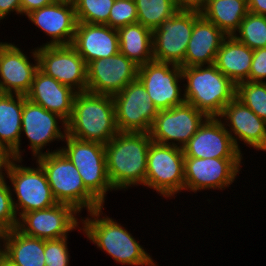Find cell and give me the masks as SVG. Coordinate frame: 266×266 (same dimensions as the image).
Returning <instances> with one entry per match:
<instances>
[{"label":"cell","mask_w":266,"mask_h":266,"mask_svg":"<svg viewBox=\"0 0 266 266\" xmlns=\"http://www.w3.org/2000/svg\"><path fill=\"white\" fill-rule=\"evenodd\" d=\"M104 206L81 218L83 234L116 263L130 266H159L132 233L114 218L103 213Z\"/></svg>","instance_id":"obj_1"},{"label":"cell","mask_w":266,"mask_h":266,"mask_svg":"<svg viewBox=\"0 0 266 266\" xmlns=\"http://www.w3.org/2000/svg\"><path fill=\"white\" fill-rule=\"evenodd\" d=\"M151 142L149 133L118 132L104 145L107 175L115 191L145 187Z\"/></svg>","instance_id":"obj_2"},{"label":"cell","mask_w":266,"mask_h":266,"mask_svg":"<svg viewBox=\"0 0 266 266\" xmlns=\"http://www.w3.org/2000/svg\"><path fill=\"white\" fill-rule=\"evenodd\" d=\"M118 132L112 95L77 92L67 121V135L105 145Z\"/></svg>","instance_id":"obj_3"},{"label":"cell","mask_w":266,"mask_h":266,"mask_svg":"<svg viewBox=\"0 0 266 266\" xmlns=\"http://www.w3.org/2000/svg\"><path fill=\"white\" fill-rule=\"evenodd\" d=\"M34 159L44 170L51 192L57 203L72 206L80 214L104 205L85 187L78 169L61 151V147Z\"/></svg>","instance_id":"obj_4"},{"label":"cell","mask_w":266,"mask_h":266,"mask_svg":"<svg viewBox=\"0 0 266 266\" xmlns=\"http://www.w3.org/2000/svg\"><path fill=\"white\" fill-rule=\"evenodd\" d=\"M185 102L208 117H218L236 97V85L214 64L182 67Z\"/></svg>","instance_id":"obj_5"},{"label":"cell","mask_w":266,"mask_h":266,"mask_svg":"<svg viewBox=\"0 0 266 266\" xmlns=\"http://www.w3.org/2000/svg\"><path fill=\"white\" fill-rule=\"evenodd\" d=\"M23 161L25 160L13 159L6 176L10 182L13 207L18 219L27 212L47 209L57 204L42 167L37 162L36 167L25 166Z\"/></svg>","instance_id":"obj_6"},{"label":"cell","mask_w":266,"mask_h":266,"mask_svg":"<svg viewBox=\"0 0 266 266\" xmlns=\"http://www.w3.org/2000/svg\"><path fill=\"white\" fill-rule=\"evenodd\" d=\"M184 158L182 148L152 141L147 155L145 187L167 200L183 193Z\"/></svg>","instance_id":"obj_7"},{"label":"cell","mask_w":266,"mask_h":266,"mask_svg":"<svg viewBox=\"0 0 266 266\" xmlns=\"http://www.w3.org/2000/svg\"><path fill=\"white\" fill-rule=\"evenodd\" d=\"M61 151L78 169L85 187L104 205L107 192L115 191L106 169L105 146L66 135Z\"/></svg>","instance_id":"obj_8"},{"label":"cell","mask_w":266,"mask_h":266,"mask_svg":"<svg viewBox=\"0 0 266 266\" xmlns=\"http://www.w3.org/2000/svg\"><path fill=\"white\" fill-rule=\"evenodd\" d=\"M61 124V128L59 126ZM62 130V131H61ZM28 139L29 150L33 159L44 155L43 152L50 143L63 142L67 135V121L60 115L44 109L23 95V112L21 118V140L19 144V159L23 160L21 149L22 135Z\"/></svg>","instance_id":"obj_9"},{"label":"cell","mask_w":266,"mask_h":266,"mask_svg":"<svg viewBox=\"0 0 266 266\" xmlns=\"http://www.w3.org/2000/svg\"><path fill=\"white\" fill-rule=\"evenodd\" d=\"M243 160L244 158L185 157L184 192L196 194L204 190L222 191L231 187L240 174Z\"/></svg>","instance_id":"obj_10"},{"label":"cell","mask_w":266,"mask_h":266,"mask_svg":"<svg viewBox=\"0 0 266 266\" xmlns=\"http://www.w3.org/2000/svg\"><path fill=\"white\" fill-rule=\"evenodd\" d=\"M137 78L145 86L148 96L158 111L185 103L180 65L153 60L138 66Z\"/></svg>","instance_id":"obj_11"},{"label":"cell","mask_w":266,"mask_h":266,"mask_svg":"<svg viewBox=\"0 0 266 266\" xmlns=\"http://www.w3.org/2000/svg\"><path fill=\"white\" fill-rule=\"evenodd\" d=\"M195 23V10L179 9L152 31L155 61L182 65Z\"/></svg>","instance_id":"obj_12"},{"label":"cell","mask_w":266,"mask_h":266,"mask_svg":"<svg viewBox=\"0 0 266 266\" xmlns=\"http://www.w3.org/2000/svg\"><path fill=\"white\" fill-rule=\"evenodd\" d=\"M207 118L205 113L185 102L159 110L149 135L153 142L183 148Z\"/></svg>","instance_id":"obj_13"},{"label":"cell","mask_w":266,"mask_h":266,"mask_svg":"<svg viewBox=\"0 0 266 266\" xmlns=\"http://www.w3.org/2000/svg\"><path fill=\"white\" fill-rule=\"evenodd\" d=\"M81 218L72 206L57 203L47 209L23 214L18 219L17 229L24 235L43 240L61 239L76 229L83 233Z\"/></svg>","instance_id":"obj_14"},{"label":"cell","mask_w":266,"mask_h":266,"mask_svg":"<svg viewBox=\"0 0 266 266\" xmlns=\"http://www.w3.org/2000/svg\"><path fill=\"white\" fill-rule=\"evenodd\" d=\"M116 126L119 132L149 133L158 114L145 86L137 78L113 95Z\"/></svg>","instance_id":"obj_15"},{"label":"cell","mask_w":266,"mask_h":266,"mask_svg":"<svg viewBox=\"0 0 266 266\" xmlns=\"http://www.w3.org/2000/svg\"><path fill=\"white\" fill-rule=\"evenodd\" d=\"M39 69L76 92L87 91V64L71 45L37 46Z\"/></svg>","instance_id":"obj_16"},{"label":"cell","mask_w":266,"mask_h":266,"mask_svg":"<svg viewBox=\"0 0 266 266\" xmlns=\"http://www.w3.org/2000/svg\"><path fill=\"white\" fill-rule=\"evenodd\" d=\"M138 77V65L122 53L87 64V91L114 95Z\"/></svg>","instance_id":"obj_17"},{"label":"cell","mask_w":266,"mask_h":266,"mask_svg":"<svg viewBox=\"0 0 266 266\" xmlns=\"http://www.w3.org/2000/svg\"><path fill=\"white\" fill-rule=\"evenodd\" d=\"M218 118L241 153V141L244 147L246 145L257 151L266 152V121L258 117L236 97L224 107Z\"/></svg>","instance_id":"obj_18"},{"label":"cell","mask_w":266,"mask_h":266,"mask_svg":"<svg viewBox=\"0 0 266 266\" xmlns=\"http://www.w3.org/2000/svg\"><path fill=\"white\" fill-rule=\"evenodd\" d=\"M29 51L28 57L27 52L10 42L0 51V93L26 95L29 92L39 69L36 47Z\"/></svg>","instance_id":"obj_19"},{"label":"cell","mask_w":266,"mask_h":266,"mask_svg":"<svg viewBox=\"0 0 266 266\" xmlns=\"http://www.w3.org/2000/svg\"><path fill=\"white\" fill-rule=\"evenodd\" d=\"M26 17L51 39L40 46L72 44L77 26L73 1L56 0L30 12Z\"/></svg>","instance_id":"obj_20"},{"label":"cell","mask_w":266,"mask_h":266,"mask_svg":"<svg viewBox=\"0 0 266 266\" xmlns=\"http://www.w3.org/2000/svg\"><path fill=\"white\" fill-rule=\"evenodd\" d=\"M182 149L185 157L204 159L244 157L218 117H208Z\"/></svg>","instance_id":"obj_21"},{"label":"cell","mask_w":266,"mask_h":266,"mask_svg":"<svg viewBox=\"0 0 266 266\" xmlns=\"http://www.w3.org/2000/svg\"><path fill=\"white\" fill-rule=\"evenodd\" d=\"M71 46L86 64L120 52L117 29L101 24L77 22Z\"/></svg>","instance_id":"obj_22"},{"label":"cell","mask_w":266,"mask_h":266,"mask_svg":"<svg viewBox=\"0 0 266 266\" xmlns=\"http://www.w3.org/2000/svg\"><path fill=\"white\" fill-rule=\"evenodd\" d=\"M77 92L71 87L61 84L40 69L35 73L26 98L44 109L57 113L66 121L71 118L74 99Z\"/></svg>","instance_id":"obj_23"},{"label":"cell","mask_w":266,"mask_h":266,"mask_svg":"<svg viewBox=\"0 0 266 266\" xmlns=\"http://www.w3.org/2000/svg\"><path fill=\"white\" fill-rule=\"evenodd\" d=\"M227 36L199 10H195V23L181 67L214 64L222 41Z\"/></svg>","instance_id":"obj_24"},{"label":"cell","mask_w":266,"mask_h":266,"mask_svg":"<svg viewBox=\"0 0 266 266\" xmlns=\"http://www.w3.org/2000/svg\"><path fill=\"white\" fill-rule=\"evenodd\" d=\"M253 50L237 41L233 36H227L221 43L214 65L235 85L249 81Z\"/></svg>","instance_id":"obj_25"},{"label":"cell","mask_w":266,"mask_h":266,"mask_svg":"<svg viewBox=\"0 0 266 266\" xmlns=\"http://www.w3.org/2000/svg\"><path fill=\"white\" fill-rule=\"evenodd\" d=\"M2 254L17 266H45L44 240L17 228L2 233Z\"/></svg>","instance_id":"obj_26"},{"label":"cell","mask_w":266,"mask_h":266,"mask_svg":"<svg viewBox=\"0 0 266 266\" xmlns=\"http://www.w3.org/2000/svg\"><path fill=\"white\" fill-rule=\"evenodd\" d=\"M23 95L0 93V145L19 159Z\"/></svg>","instance_id":"obj_27"},{"label":"cell","mask_w":266,"mask_h":266,"mask_svg":"<svg viewBox=\"0 0 266 266\" xmlns=\"http://www.w3.org/2000/svg\"><path fill=\"white\" fill-rule=\"evenodd\" d=\"M120 53L140 66L153 61L152 30L140 23L117 29Z\"/></svg>","instance_id":"obj_28"},{"label":"cell","mask_w":266,"mask_h":266,"mask_svg":"<svg viewBox=\"0 0 266 266\" xmlns=\"http://www.w3.org/2000/svg\"><path fill=\"white\" fill-rule=\"evenodd\" d=\"M200 12L226 36H233L249 9L247 0H208Z\"/></svg>","instance_id":"obj_29"},{"label":"cell","mask_w":266,"mask_h":266,"mask_svg":"<svg viewBox=\"0 0 266 266\" xmlns=\"http://www.w3.org/2000/svg\"><path fill=\"white\" fill-rule=\"evenodd\" d=\"M135 3L138 14L137 23L152 31L179 10L174 0H135Z\"/></svg>","instance_id":"obj_30"},{"label":"cell","mask_w":266,"mask_h":266,"mask_svg":"<svg viewBox=\"0 0 266 266\" xmlns=\"http://www.w3.org/2000/svg\"><path fill=\"white\" fill-rule=\"evenodd\" d=\"M233 37L252 50L266 47V16L249 12Z\"/></svg>","instance_id":"obj_31"},{"label":"cell","mask_w":266,"mask_h":266,"mask_svg":"<svg viewBox=\"0 0 266 266\" xmlns=\"http://www.w3.org/2000/svg\"><path fill=\"white\" fill-rule=\"evenodd\" d=\"M115 0H73L77 22L108 26Z\"/></svg>","instance_id":"obj_32"},{"label":"cell","mask_w":266,"mask_h":266,"mask_svg":"<svg viewBox=\"0 0 266 266\" xmlns=\"http://www.w3.org/2000/svg\"><path fill=\"white\" fill-rule=\"evenodd\" d=\"M236 98L266 121V82L244 81L238 83Z\"/></svg>","instance_id":"obj_33"},{"label":"cell","mask_w":266,"mask_h":266,"mask_svg":"<svg viewBox=\"0 0 266 266\" xmlns=\"http://www.w3.org/2000/svg\"><path fill=\"white\" fill-rule=\"evenodd\" d=\"M6 178L0 179V233L17 228L18 217L15 213L12 194Z\"/></svg>","instance_id":"obj_34"},{"label":"cell","mask_w":266,"mask_h":266,"mask_svg":"<svg viewBox=\"0 0 266 266\" xmlns=\"http://www.w3.org/2000/svg\"><path fill=\"white\" fill-rule=\"evenodd\" d=\"M138 21L135 0H115L108 19V26L119 29Z\"/></svg>","instance_id":"obj_35"},{"label":"cell","mask_w":266,"mask_h":266,"mask_svg":"<svg viewBox=\"0 0 266 266\" xmlns=\"http://www.w3.org/2000/svg\"><path fill=\"white\" fill-rule=\"evenodd\" d=\"M68 238L44 240L45 266H69Z\"/></svg>","instance_id":"obj_36"},{"label":"cell","mask_w":266,"mask_h":266,"mask_svg":"<svg viewBox=\"0 0 266 266\" xmlns=\"http://www.w3.org/2000/svg\"><path fill=\"white\" fill-rule=\"evenodd\" d=\"M266 47L253 50L249 81L266 82Z\"/></svg>","instance_id":"obj_37"},{"label":"cell","mask_w":266,"mask_h":266,"mask_svg":"<svg viewBox=\"0 0 266 266\" xmlns=\"http://www.w3.org/2000/svg\"><path fill=\"white\" fill-rule=\"evenodd\" d=\"M13 12L21 15V0H0V20L8 19Z\"/></svg>","instance_id":"obj_38"},{"label":"cell","mask_w":266,"mask_h":266,"mask_svg":"<svg viewBox=\"0 0 266 266\" xmlns=\"http://www.w3.org/2000/svg\"><path fill=\"white\" fill-rule=\"evenodd\" d=\"M56 0H21V16H26L30 12L49 5Z\"/></svg>","instance_id":"obj_39"},{"label":"cell","mask_w":266,"mask_h":266,"mask_svg":"<svg viewBox=\"0 0 266 266\" xmlns=\"http://www.w3.org/2000/svg\"><path fill=\"white\" fill-rule=\"evenodd\" d=\"M12 160V154L5 147L0 145V179L7 176V171Z\"/></svg>","instance_id":"obj_40"},{"label":"cell","mask_w":266,"mask_h":266,"mask_svg":"<svg viewBox=\"0 0 266 266\" xmlns=\"http://www.w3.org/2000/svg\"><path fill=\"white\" fill-rule=\"evenodd\" d=\"M179 9L185 10H201L208 0H174Z\"/></svg>","instance_id":"obj_41"},{"label":"cell","mask_w":266,"mask_h":266,"mask_svg":"<svg viewBox=\"0 0 266 266\" xmlns=\"http://www.w3.org/2000/svg\"><path fill=\"white\" fill-rule=\"evenodd\" d=\"M250 13L266 16V0H247Z\"/></svg>","instance_id":"obj_42"},{"label":"cell","mask_w":266,"mask_h":266,"mask_svg":"<svg viewBox=\"0 0 266 266\" xmlns=\"http://www.w3.org/2000/svg\"><path fill=\"white\" fill-rule=\"evenodd\" d=\"M0 266H17L7 259L3 254L0 255Z\"/></svg>","instance_id":"obj_43"},{"label":"cell","mask_w":266,"mask_h":266,"mask_svg":"<svg viewBox=\"0 0 266 266\" xmlns=\"http://www.w3.org/2000/svg\"><path fill=\"white\" fill-rule=\"evenodd\" d=\"M2 20H0V22H1ZM8 44V42L7 41H5V42H0V51L6 46Z\"/></svg>","instance_id":"obj_44"},{"label":"cell","mask_w":266,"mask_h":266,"mask_svg":"<svg viewBox=\"0 0 266 266\" xmlns=\"http://www.w3.org/2000/svg\"><path fill=\"white\" fill-rule=\"evenodd\" d=\"M2 254V234L0 233V255Z\"/></svg>","instance_id":"obj_45"}]
</instances>
